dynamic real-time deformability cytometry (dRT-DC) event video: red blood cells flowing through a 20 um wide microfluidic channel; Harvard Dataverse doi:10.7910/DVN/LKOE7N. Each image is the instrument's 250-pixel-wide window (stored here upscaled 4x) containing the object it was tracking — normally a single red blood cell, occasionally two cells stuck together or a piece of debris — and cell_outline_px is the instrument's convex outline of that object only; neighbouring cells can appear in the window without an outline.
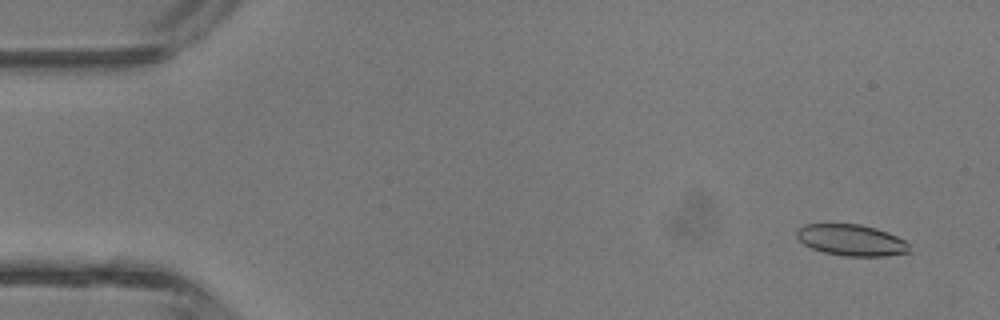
{"species": "common noctule bat (a hibernating species)", "species_latin": "Nyctalus noctula", "temperature_condition": "room temperature", "stored_images_in_passage": 3, "camera_frame_rate_fps": 3000, "um_per_image_px": 0.085, "animal": {"sex": "male", "body_mass_g": 13.3}, "frame": {"image": 1, "passage_image": 1, "time_ms": 0.0, "image_size_px": [1000, 320], "cell_outline_px": [[912, 252], [884, 256], [844, 256], [824, 252], [812, 248], [804, 244], [796, 236], [796, 228], [804, 224], [860, 224], [876, 228], [888, 232], [904, 240], [908, 244]], "centroid_in_image_um": [72.36, 20.41], "position_along_channel_um": 12.6, "area_um2": 20.63}}